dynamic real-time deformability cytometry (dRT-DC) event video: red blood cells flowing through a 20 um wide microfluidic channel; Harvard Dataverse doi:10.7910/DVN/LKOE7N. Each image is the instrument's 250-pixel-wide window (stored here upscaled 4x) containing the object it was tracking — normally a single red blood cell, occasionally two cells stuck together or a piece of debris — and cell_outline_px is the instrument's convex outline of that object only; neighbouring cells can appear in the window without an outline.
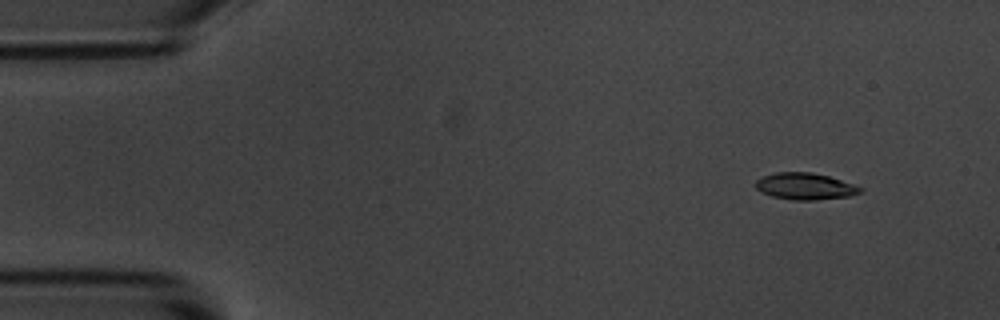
{"species": "common noctule bat (a hibernating species)", "species_latin": "Nyctalus noctula", "temperature_condition": "room temperature", "stored_images_in_passage": 4, "camera_frame_rate_fps": 3000, "um_per_image_px": 0.085, "animal": {"sex": "male", "body_mass_g": 20.1, "forearm_length_mm": 53.5}, "frame": {"image": 1, "passage_image": 1, "time_ms": 0.0, "image_size_px": [1000, 320], "cell_outline_px": [[864, 192], [848, 196], [816, 200], [792, 200], [772, 196], [760, 192], [756, 188], [756, 180], [764, 176], [776, 172], [812, 172], [828, 176], [864, 188]], "centroid_in_image_um": [68.44, 15.84], "position_along_channel_um": 16.6, "area_um2": 16.24}}
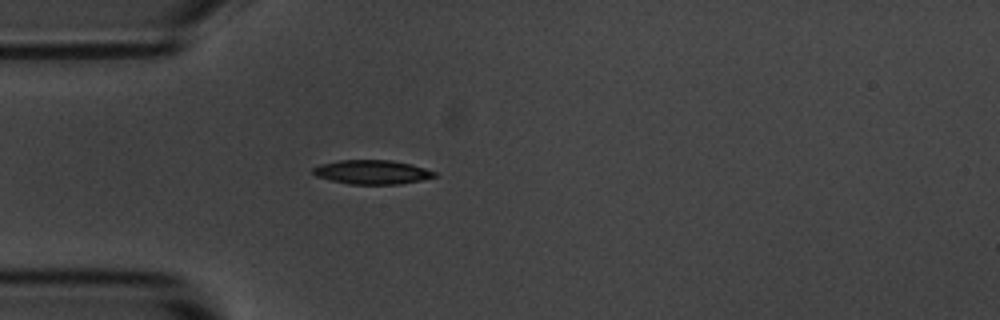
{"frame": {"image": 2, "passage_image": 4, "time_ms": 3.333, "image_size_px": [1000, 320], "cell_outline_px": [[436, 176], [420, 180], [400, 184], [348, 184], [316, 176], [312, 172], [312, 168], [320, 164], [340, 160], [392, 160], [412, 164], [436, 172]], "centroid_in_image_um": [31.61, 14.62], "position_along_channel_um": 53.4, "area_um2": 16.99}}